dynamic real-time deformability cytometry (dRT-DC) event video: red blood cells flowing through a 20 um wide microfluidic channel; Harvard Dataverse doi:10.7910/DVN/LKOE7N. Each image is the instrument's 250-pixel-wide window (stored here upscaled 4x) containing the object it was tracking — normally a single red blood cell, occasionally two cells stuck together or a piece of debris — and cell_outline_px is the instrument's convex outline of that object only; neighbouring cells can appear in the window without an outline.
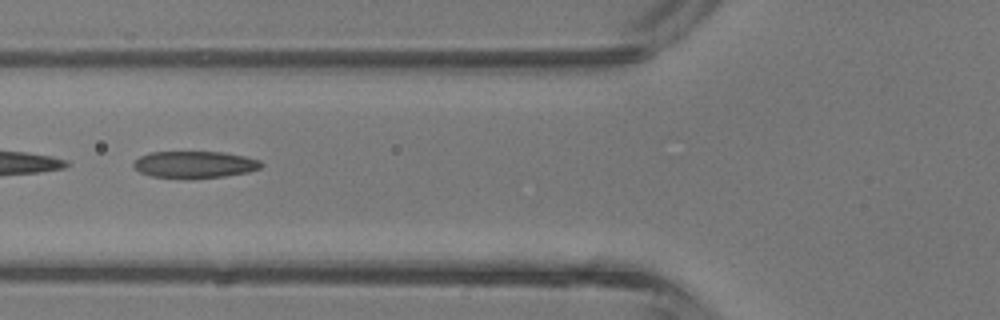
{"species": "common noctule bat (a hibernating species)", "species_latin": "Nyctalus noctula", "temperature_condition": "room temperature", "stored_images_in_passage": 22, "camera_frame_rate_fps": 3000, "um_per_image_px": 0.085, "animal": {"sex": "male", "body_mass_g": 13.3}, "frame": {"image": 1, "passage_image": 13, "time_ms": 4.0, "image_size_px": [1000, 320], "cell_outline_px": [[264, 164], [260, 168], [248, 172], [224, 176], [152, 176], [140, 172], [132, 164], [140, 156], [148, 152], [224, 152], [244, 156], [260, 160]], "centroid_in_image_um": [16.58, 13.94], "position_along_channel_um": 109.2, "area_um2": 19.25}}
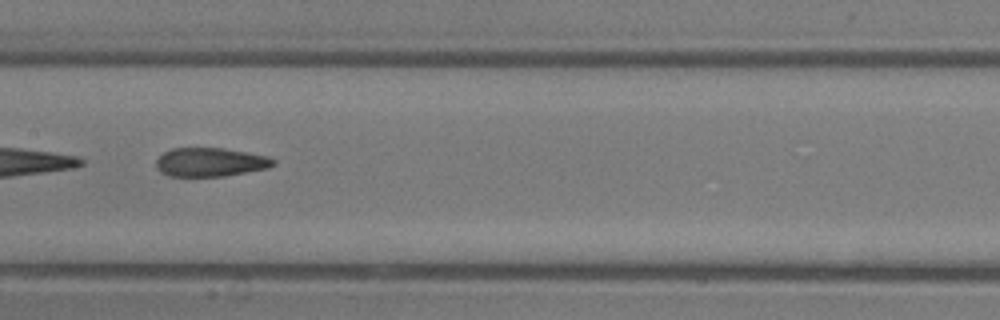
{"frame": {"image": 2, "passage_image": 18, "time_ms": 5.667, "image_size_px": [1000, 320], "cell_outline_px": [[276, 164], [268, 168], [224, 176], [168, 176], [160, 172], [156, 168], [156, 160], [164, 152], [172, 148], [224, 148], [248, 152], [268, 156], [276, 160]], "centroid_in_image_um": [17.89, 13.78], "position_along_channel_um": 189.5, "area_um2": 19.77}}